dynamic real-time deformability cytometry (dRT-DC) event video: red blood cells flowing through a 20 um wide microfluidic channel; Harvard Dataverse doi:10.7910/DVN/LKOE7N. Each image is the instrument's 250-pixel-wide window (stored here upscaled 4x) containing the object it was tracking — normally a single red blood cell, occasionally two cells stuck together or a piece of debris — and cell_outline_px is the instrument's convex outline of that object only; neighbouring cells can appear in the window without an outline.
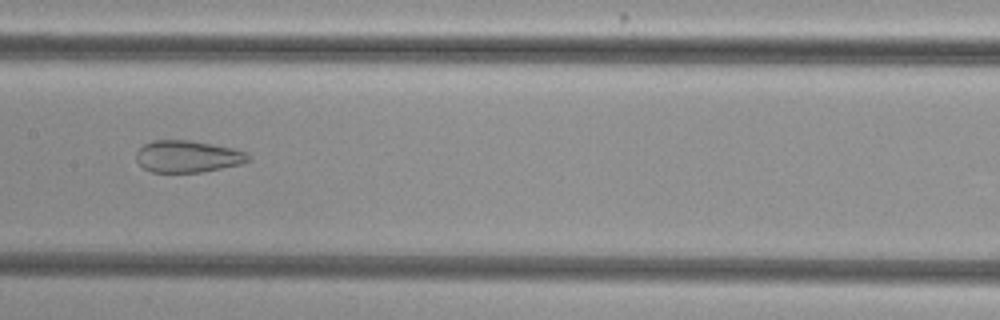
{"species": "common noctule bat (a hibernating species)", "species_latin": "Nyctalus noctula", "temperature_condition": "cold", "stored_images_in_passage": 51, "camera_frame_rate_fps": 3000, "um_per_image_px": 0.085, "animal": {"sex": "female", "body_mass_g": 29.2, "forearm_length_mm": 56.3}, "frame": {"image": 1, "passage_image": 25, "time_ms": 8.0, "image_size_px": [1000, 320], "cell_outline_px": [[252, 160], [240, 164], [204, 172], [152, 172], [144, 168], [136, 160], [136, 152], [144, 144], [152, 140], [188, 140], [232, 148], [248, 152]], "centroid_in_image_um": [15.97, 13.3], "position_along_channel_um": 191.4, "area_um2": 20.87}}
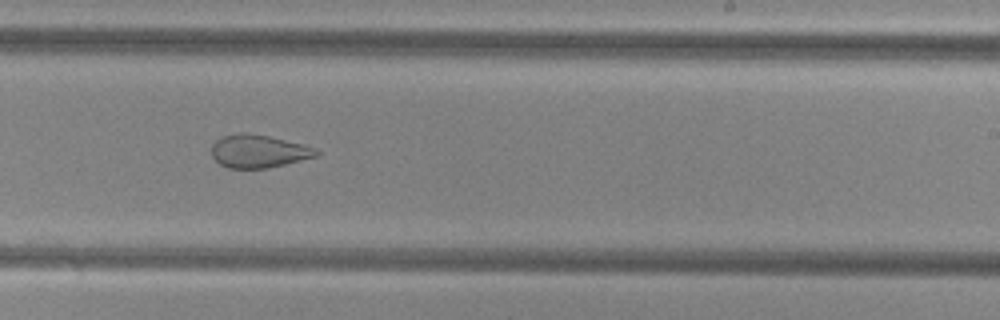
{"frame": {"image": 2, "passage_image": 31, "time_ms": 10.0, "image_size_px": [1000, 320], "cell_outline_px": [[320, 156], [268, 168], [228, 168], [220, 164], [212, 156], [212, 144], [220, 136], [240, 132], [244, 132], [268, 136], [304, 144], [316, 148], [320, 152]], "centroid_in_image_um": [22.0, 12.85], "position_along_channel_um": 267.0, "area_um2": 20.35}}
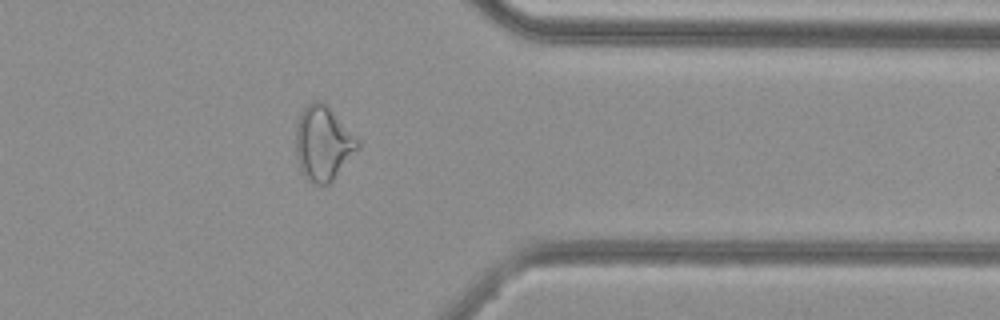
{"frame": {"image": 3, "passage_image": 41, "time_ms": 13.333, "image_size_px": [1000, 320], "cell_outline_px": [[360, 148], [332, 184], [312, 184], [304, 176], [300, 168], [296, 156], [296, 120], [300, 112], [308, 104], [316, 100], [320, 100], [360, 140]], "centroid_in_image_um": [27.47, 12.24], "position_along_channel_um": 383.9, "area_um2": 27.17}, "authors_computed_cell_mechanics": {"area_um2": 27.6284, "velocity_mm_per_s": 3.7878, "shape_relaxation_time_tau1_ms": null, "shape_relaxation_time_tau2_ms": 2.1622, "deformation_change_tau1": null, "deformation_change_tau2": 0.0962}}